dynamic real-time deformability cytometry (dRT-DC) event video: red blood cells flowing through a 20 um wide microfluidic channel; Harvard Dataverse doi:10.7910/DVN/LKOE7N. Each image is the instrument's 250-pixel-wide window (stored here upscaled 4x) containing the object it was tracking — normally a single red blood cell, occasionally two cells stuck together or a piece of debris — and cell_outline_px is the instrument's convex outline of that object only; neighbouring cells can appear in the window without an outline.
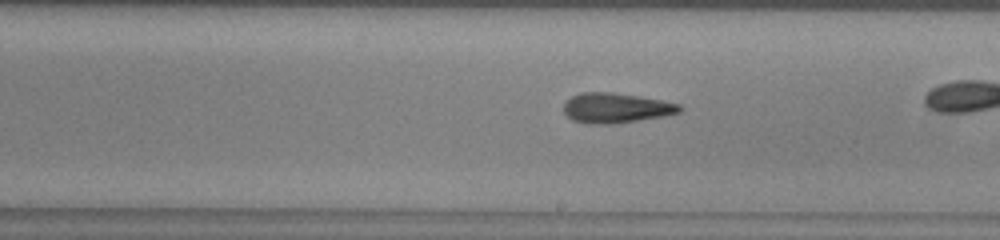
{"species": "common noctule bat (a hibernating species)", "species_latin": "Nyctalus noctula", "temperature_condition": "warm", "stored_images_in_passage": 36, "camera_frame_rate_fps": 3000, "um_per_image_px": 0.085, "animal": {"sex": "male", "body_mass_g": 13.0, "forearm_length_mm": 53.1}, "frame": {"image": 1, "passage_image": 26, "time_ms": 8.333, "image_size_px": [1000, 240], "cell_outline_px": [[684, 108], [680, 112], [664, 116], [612, 124], [588, 124], [572, 120], [564, 112], [564, 100], [580, 92], [612, 92], [640, 96], [680, 104]], "centroid_in_image_um": [52.34, 9.17], "position_along_channel_um": 236.7, "area_um2": 20.4}}